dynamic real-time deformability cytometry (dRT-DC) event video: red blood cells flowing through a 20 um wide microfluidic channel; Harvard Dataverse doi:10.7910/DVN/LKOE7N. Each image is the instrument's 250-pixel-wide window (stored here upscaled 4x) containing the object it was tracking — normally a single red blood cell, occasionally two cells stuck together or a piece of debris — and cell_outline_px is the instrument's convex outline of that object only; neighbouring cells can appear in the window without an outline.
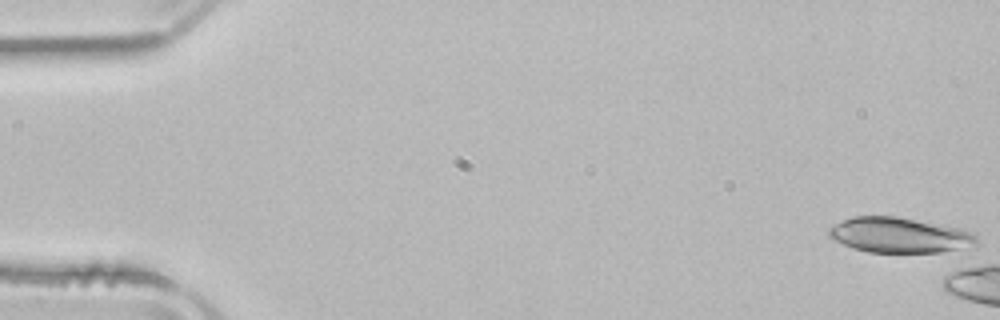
{"species": "common noctule bat (a hibernating species)", "species_latin": "Nyctalus noctula", "temperature_condition": "room temperature", "stored_images_in_passage": 6, "camera_frame_rate_fps": 3000, "um_per_image_px": 0.085, "animal": {"sex": "male", "body_mass_g": 21.5, "forearm_length_mm": 52.0}, "frame": {"image": 1, "passage_image": 1, "time_ms": 0.0, "image_size_px": [1000, 320], "cell_outline_px": [[976, 248], [940, 252], [868, 252], [852, 248], [828, 236], [828, 228], [832, 224], [856, 216], [896, 216], [940, 224], [976, 232]], "centroid_in_image_um": [76.51, 19.99], "position_along_channel_um": 8.5, "area_um2": 30.63}}